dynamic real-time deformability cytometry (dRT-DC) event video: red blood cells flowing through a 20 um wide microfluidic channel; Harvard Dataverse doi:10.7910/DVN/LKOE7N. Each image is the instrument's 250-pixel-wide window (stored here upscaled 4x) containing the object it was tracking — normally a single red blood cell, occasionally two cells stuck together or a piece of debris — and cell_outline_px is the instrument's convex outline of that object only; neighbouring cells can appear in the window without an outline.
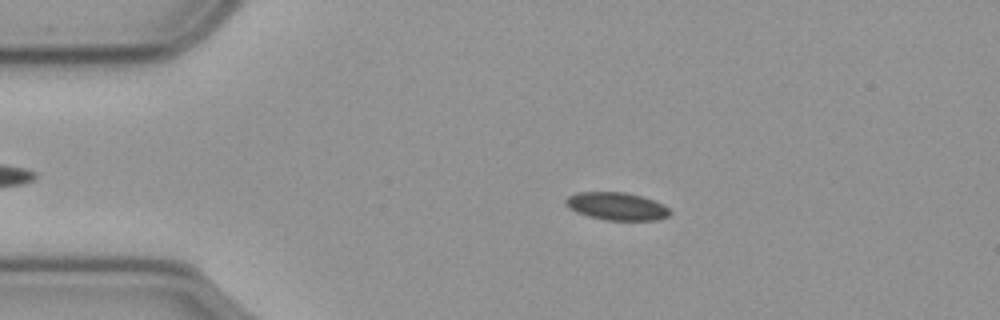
{"species": "common noctule bat (a hibernating species)", "species_latin": "Nyctalus noctula", "temperature_condition": "cold", "stored_images_in_passage": 50, "camera_frame_rate_fps": 3000, "um_per_image_px": 0.085, "animal": {"sex": "male", "body_mass_g": 23.1, "forearm_length_mm": 52.7}, "frame": {"image": 1, "passage_image": 11, "time_ms": 3.333, "image_size_px": [1000, 320], "cell_outline_px": [[672, 212], [668, 216], [656, 220], [608, 220], [588, 216], [576, 212], [568, 208], [564, 204], [564, 200], [568, 196], [576, 192], [624, 192], [640, 196], [664, 204]], "centroid_in_image_um": [52.38, 17.53], "position_along_channel_um": 32.6, "area_um2": 16.88}}
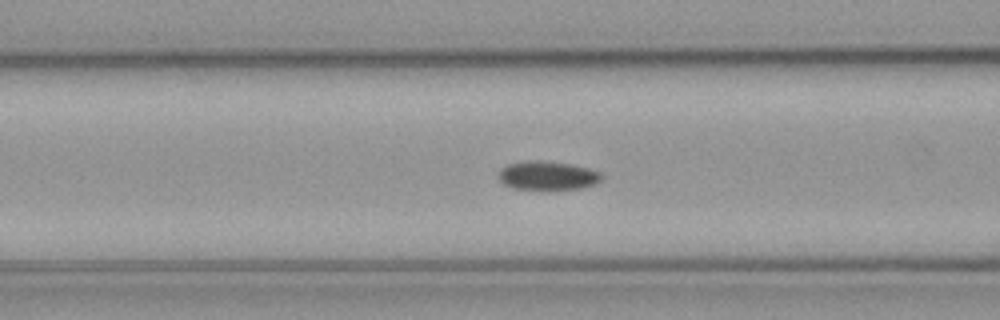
{"frame": {"image": 2, "passage_image": 22, "time_ms": 7.0, "image_size_px": [1000, 320], "cell_outline_px": [[604, 176], [596, 184], [580, 188], [512, 188], [504, 184], [496, 176], [500, 168], [508, 164], [528, 160], [536, 160], [568, 164], [588, 168], [600, 172]], "centroid_in_image_um": [46.51, 14.9], "position_along_channel_um": 120.1, "area_um2": 16.99}}
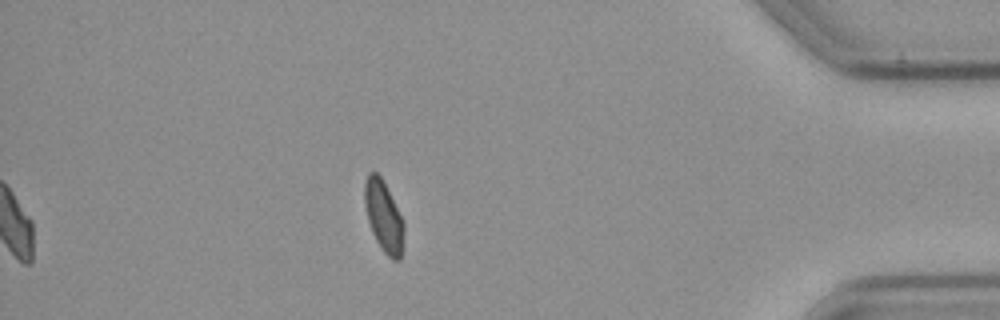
{"frame": {"image": 3, "passage_image": 50, "time_ms": 16.333, "image_size_px": [1000, 320], "cell_outline_px": [[404, 228], [400, 260], [392, 260], [384, 252], [376, 240], [372, 232], [368, 220], [364, 204], [364, 184], [368, 172], [376, 172], [380, 176], [404, 224]], "centroid_in_image_um": [32.58, 18.4], "position_along_channel_um": 402.6, "area_um2": 15.78}}